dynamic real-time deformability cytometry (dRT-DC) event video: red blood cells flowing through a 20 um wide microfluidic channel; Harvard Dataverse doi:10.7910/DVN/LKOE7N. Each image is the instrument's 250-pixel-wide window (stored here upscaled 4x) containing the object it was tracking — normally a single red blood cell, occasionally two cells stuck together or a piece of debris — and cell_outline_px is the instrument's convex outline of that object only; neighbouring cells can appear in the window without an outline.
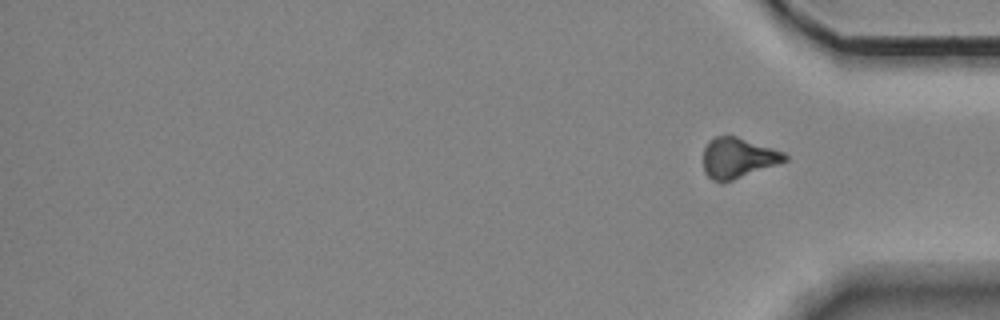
{"species": "Egyptian fruit bat (a non-hibernating species)", "species_latin": "Rousettus aegyptiacus", "temperature_condition": "room temperature", "stored_images_in_passage": 16, "segment_of_instrument_passage": [2, 2], "camera_frame_rate_fps": 3000, "um_per_image_px": 0.085, "animal": {"sex": "female"}, "frame": {"image": 1, "passage_image": 16, "time_ms": 5.0, "image_size_px": [1000, 320], "cell_outline_px": [[788, 160], [732, 180], [712, 180], [704, 172], [704, 148], [708, 140], [716, 136], [736, 136], [784, 152], [788, 156]], "centroid_in_image_um": [62.71, 13.4], "position_along_channel_um": 372.5, "area_um2": 18.79}}